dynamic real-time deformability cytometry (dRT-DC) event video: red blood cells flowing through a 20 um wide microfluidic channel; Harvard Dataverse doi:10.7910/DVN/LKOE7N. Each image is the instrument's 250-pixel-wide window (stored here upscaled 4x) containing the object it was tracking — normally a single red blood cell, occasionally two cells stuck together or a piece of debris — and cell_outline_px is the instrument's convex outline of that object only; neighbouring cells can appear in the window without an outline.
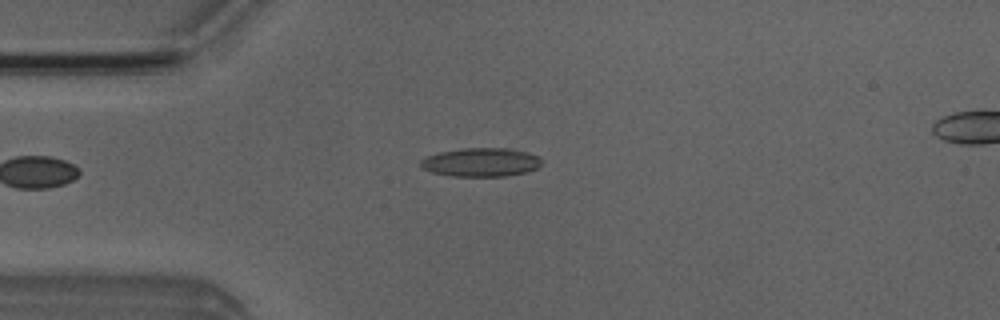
{"species": "Egyptian fruit bat (a non-hibernating species)", "species_latin": "Rousettus aegyptiacus", "temperature_condition": "room temperature", "stored_images_in_passage": 6, "camera_frame_rate_fps": 3000, "um_per_image_px": 0.085, "animal": {"sex": "male"}, "frame": {"image": 1, "passage_image": 5, "time_ms": 5.333, "image_size_px": [1000, 320], "cell_outline_px": [[540, 164], [536, 168], [524, 172], [504, 176], [452, 176], [432, 172], [420, 168], [420, 160], [428, 156], [440, 152], [460, 148], [512, 148], [528, 152], [536, 156], [540, 160]], "centroid_in_image_um": [40.83, 13.78], "position_along_channel_um": 44.2, "area_um2": 20.11}}